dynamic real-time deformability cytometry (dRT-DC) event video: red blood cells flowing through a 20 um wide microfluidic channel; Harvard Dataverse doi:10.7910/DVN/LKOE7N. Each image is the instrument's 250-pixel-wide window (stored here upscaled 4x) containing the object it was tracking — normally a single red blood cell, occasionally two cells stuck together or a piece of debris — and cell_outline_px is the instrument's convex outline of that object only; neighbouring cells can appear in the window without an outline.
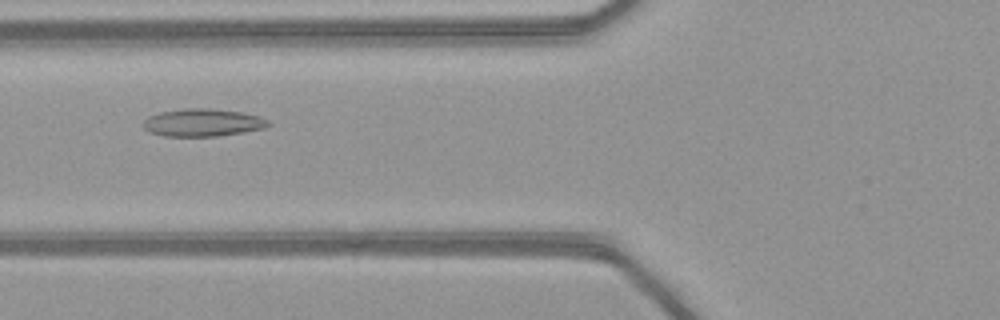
{"species": "common noctule bat (a hibernating species)", "species_latin": "Nyctalus noctula", "temperature_condition": "warm", "stored_images_in_passage": 38, "camera_frame_rate_fps": 3000, "um_per_image_px": 0.085, "animal": {"sex": "female", "body_mass_g": 21.9}, "frame": {"image": 1, "passage_image": 8, "time_ms": 2.333, "image_size_px": [1000, 320], "cell_outline_px": [[272, 124], [264, 128], [244, 132], [220, 136], [164, 136], [148, 132], [140, 124], [148, 116], [160, 112], [184, 108], [212, 108], [240, 112], [260, 116], [268, 120]], "centroid_in_image_um": [17.21, 10.42], "position_along_channel_um": 108.6, "area_um2": 20.4}}
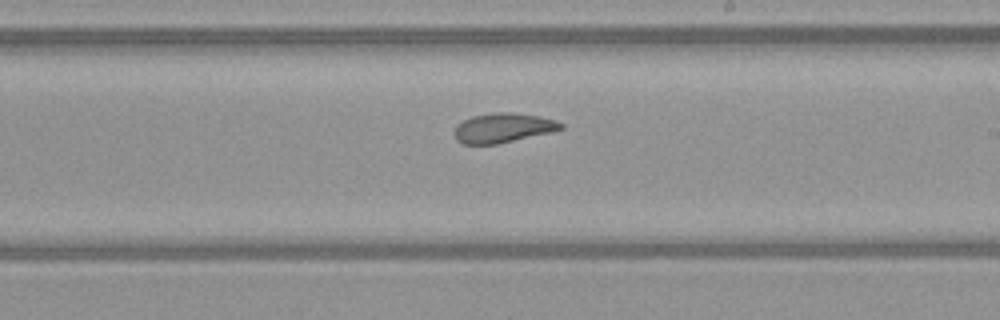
{"frame": {"image": 2, "passage_image": 18, "time_ms": 5.667, "image_size_px": [1000, 320], "cell_outline_px": [[564, 128], [552, 132], [496, 144], [464, 144], [456, 140], [456, 124], [472, 116], [496, 112], [508, 112], [536, 116], [556, 120], [564, 124]], "centroid_in_image_um": [42.77, 10.87], "position_along_channel_um": 246.2, "area_um2": 18.09}}
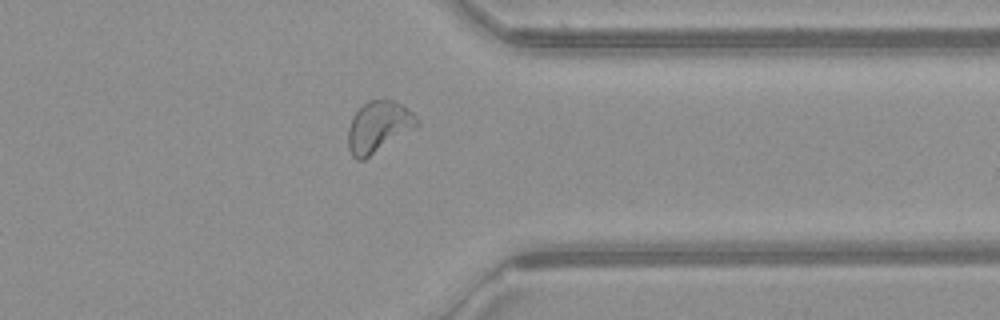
{"frame": {"image": 3, "passage_image": 28, "time_ms": 9.0, "image_size_px": [1000, 320], "cell_outline_px": [[420, 124], [364, 160], [356, 160], [352, 156], [348, 148], [348, 128], [352, 116], [368, 100], [384, 96], [404, 104], [420, 120]], "centroid_in_image_um": [32.17, 10.73], "position_along_channel_um": 379.2, "area_um2": 20.92}, "authors_computed_cell_mechanics": {"area_um2": 19.8543, "velocity_mm_per_s": 4.1166, "shape_relaxation_time_tau1_ms": null, "shape_relaxation_time_tau2_ms": 1.7306, "deformation_change_tau1": null, "deformation_change_tau2": 0.0818}}